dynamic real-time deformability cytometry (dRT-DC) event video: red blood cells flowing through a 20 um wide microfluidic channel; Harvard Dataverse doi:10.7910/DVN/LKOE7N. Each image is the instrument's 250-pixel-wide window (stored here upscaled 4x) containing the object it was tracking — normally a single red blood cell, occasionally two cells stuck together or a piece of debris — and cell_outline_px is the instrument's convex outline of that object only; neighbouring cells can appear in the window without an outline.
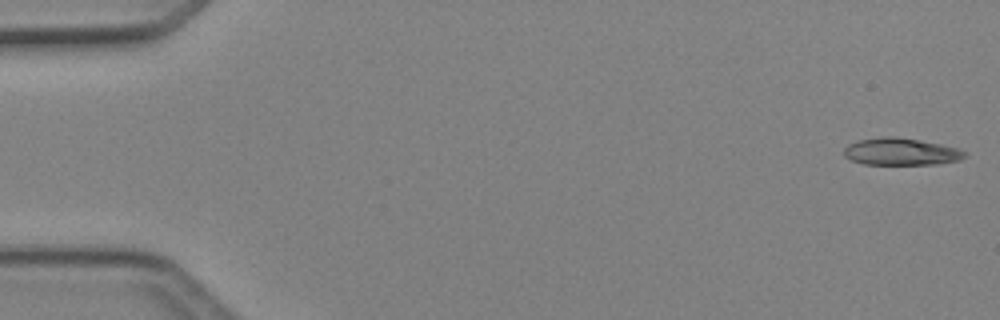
{"species": "Egyptian fruit bat (a non-hibernating species)", "species_latin": "Rousettus aegyptiacus", "temperature_condition": "cold", "stored_images_in_passage": 10, "camera_frame_rate_fps": 3000, "um_per_image_px": 0.085, "animal": {"sex": "female"}, "frame": {"image": 1, "passage_image": 1, "time_ms": 0.0, "image_size_px": [1000, 320], "cell_outline_px": [[968, 156], [960, 160], [936, 164], [864, 164], [852, 160], [844, 156], [844, 148], [848, 144], [860, 140], [880, 136], [892, 136], [920, 140], [940, 144], [956, 148], [968, 152]], "centroid_in_image_um": [76.6, 12.89], "position_along_channel_um": 8.4, "area_um2": 19.13}}